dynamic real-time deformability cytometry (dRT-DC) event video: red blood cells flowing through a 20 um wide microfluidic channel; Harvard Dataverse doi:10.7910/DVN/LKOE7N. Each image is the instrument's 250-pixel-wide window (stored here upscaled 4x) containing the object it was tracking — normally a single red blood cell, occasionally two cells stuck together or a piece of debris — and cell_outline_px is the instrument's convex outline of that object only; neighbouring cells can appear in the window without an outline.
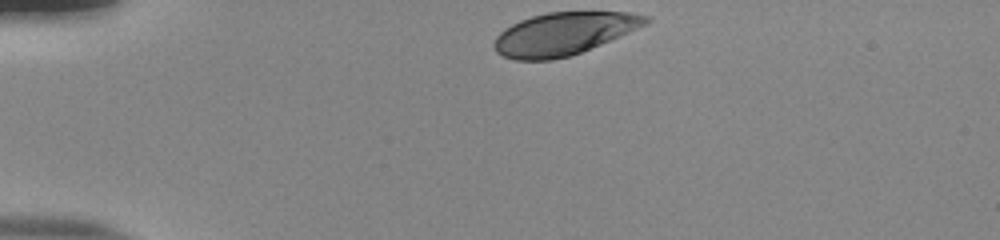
{"species": "human", "species_latin": "Homo sapiens", "temperature_condition": "room temperature", "stored_images_in_passage": 35, "camera_frame_rate_fps": 3000, "um_per_image_px": 0.085, "donor": {"sex": "male"}, "frame": {"image": 1, "passage_image": 1, "time_ms": 0.0, "image_size_px": [1000, 240], "cell_outline_px": [[652, 20], [648, 24], [572, 56], [552, 60], [516, 60], [504, 56], [496, 52], [492, 44], [496, 36], [504, 28], [520, 20], [532, 16], [548, 12], [628, 12], [652, 16]], "centroid_in_image_um": [47.92, 2.86], "position_along_channel_um": 37.1, "area_um2": 37.8}}
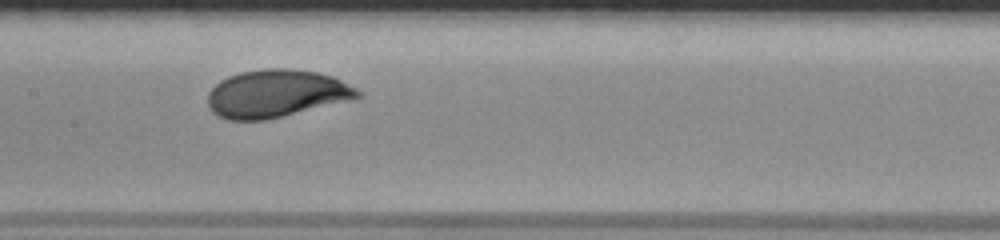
{"frame": {"image": 2, "passage_image": 17, "time_ms": 5.333, "image_size_px": [1000, 240], "cell_outline_px": [[360, 96], [348, 100], [264, 120], [228, 120], [212, 112], [208, 104], [208, 92], [220, 80], [228, 76], [240, 72], [268, 68], [292, 68], [316, 72], [332, 76], [356, 88], [360, 92]], "centroid_in_image_um": [23.43, 7.94], "position_along_channel_um": 184.0, "area_um2": 41.15}}
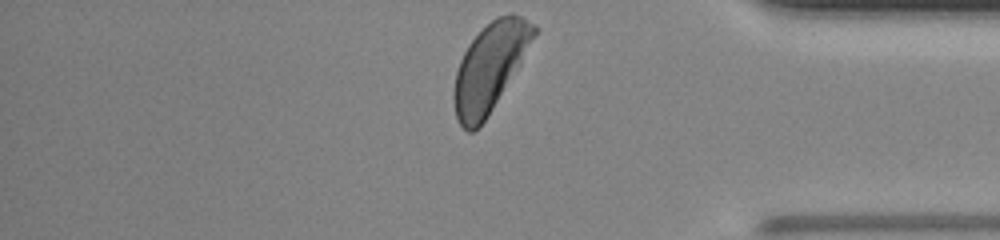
{"frame": {"image": 3, "passage_image": 35, "time_ms": 11.333, "image_size_px": [1000, 240], "cell_outline_px": [[540, 28], [520, 64], [492, 108], [484, 120], [472, 132], [468, 132], [460, 124], [456, 116], [452, 96], [456, 72], [460, 60], [468, 44], [496, 16], [508, 12], [512, 12], [536, 24]], "centroid_in_image_um": [41.65, 5.66], "position_along_channel_um": 393.5, "area_um2": 40.46}, "authors_computed_cell_mechanics": {"area_um2": 40.5178, "velocity_mm_per_s": 3.7831, "shape_relaxation_time_tau1_ms": 3.2665, "shape_relaxation_time_tau2_ms": null, "deformation_change_tau1": 0.1698, "deformation_change_tau2": null}}